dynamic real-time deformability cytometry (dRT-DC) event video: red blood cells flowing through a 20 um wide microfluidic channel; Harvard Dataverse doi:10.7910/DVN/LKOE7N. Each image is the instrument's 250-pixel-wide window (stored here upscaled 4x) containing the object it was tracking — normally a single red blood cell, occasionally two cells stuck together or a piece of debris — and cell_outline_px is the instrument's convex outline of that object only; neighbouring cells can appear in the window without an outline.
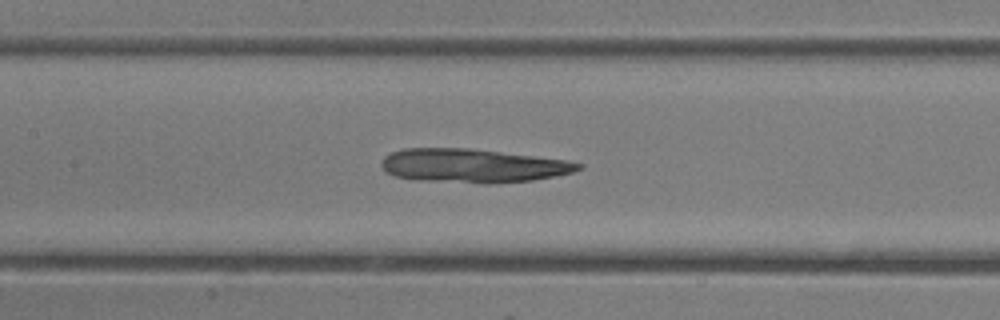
{"species": "common noctule bat (a hibernating species)", "species_latin": "Nyctalus noctula", "temperature_condition": "room temperature", "stored_images_in_passage": 32, "camera_frame_rate_fps": 3000, "um_per_image_px": 0.085, "animal": {"sex": "female"}, "frame": {"image": 1, "passage_image": 12, "time_ms": 3.667, "image_size_px": [1000, 320], "cell_outline_px": [[584, 168], [572, 172], [556, 176], [532, 180], [492, 184], [484, 184], [416, 180], [396, 176], [384, 172], [380, 164], [384, 156], [392, 152], [404, 148], [468, 148], [564, 160], [584, 164]], "centroid_in_image_um": [40.15, 14.1], "position_along_channel_um": 167.3, "area_um2": 38.84}}
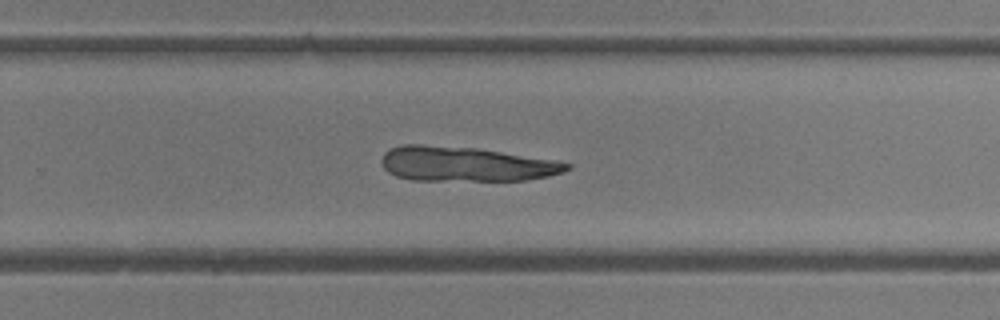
{"frame": {"image": 2, "passage_image": 19, "time_ms": 6.0, "image_size_px": [1000, 320], "cell_outline_px": [[572, 168], [564, 172], [548, 176], [524, 180], [412, 180], [396, 176], [388, 172], [384, 168], [380, 160], [384, 152], [388, 148], [400, 144], [420, 144], [476, 148], [556, 160], [572, 164]], "centroid_in_image_um": [39.56, 13.93], "position_along_channel_um": 290.2, "area_um2": 37.63}}
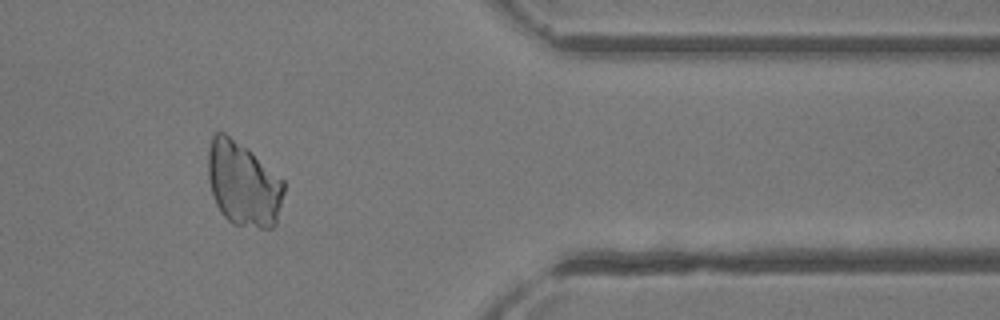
{"frame": {"image": 3, "passage_image": 26, "time_ms": 8.333, "image_size_px": [1000, 320], "cell_outline_px": [[284, 192], [276, 224], [272, 228], [260, 228], [232, 224], [220, 212], [212, 196], [208, 180], [208, 148], [212, 136], [216, 132], [224, 132], [248, 148], [284, 180]], "centroid_in_image_um": [20.66, 15.63], "position_along_channel_um": 390.7, "area_um2": 37.63}}